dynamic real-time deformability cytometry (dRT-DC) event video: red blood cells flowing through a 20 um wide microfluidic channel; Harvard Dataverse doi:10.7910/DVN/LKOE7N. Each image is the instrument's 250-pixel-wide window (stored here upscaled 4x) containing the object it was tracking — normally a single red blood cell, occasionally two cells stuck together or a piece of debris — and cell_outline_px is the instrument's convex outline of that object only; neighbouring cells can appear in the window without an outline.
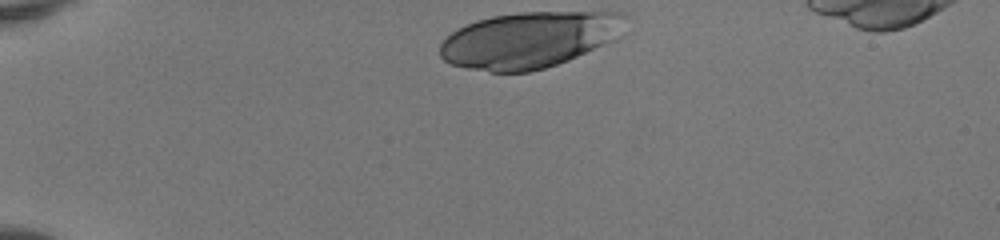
{"species": "human", "species_latin": "Homo sapiens", "temperature_condition": "room temperature", "stored_images_in_passage": 33, "camera_frame_rate_fps": 3000, "um_per_image_px": 0.085, "donor": {"sex": "female"}, "frame": {"image": 1, "passage_image": 1, "time_ms": 0.0, "image_size_px": [1000, 240], "cell_outline_px": [[628, 16], [624, 36], [616, 40], [568, 60], [544, 68], [528, 72], [492, 72], [468, 68], [452, 64], [444, 60], [440, 56], [440, 44], [452, 32], [476, 20], [492, 16], [520, 12], [624, 12]], "centroid_in_image_um": [45.08, 3.37], "position_along_channel_um": 39.9, "area_um2": 61.09}}
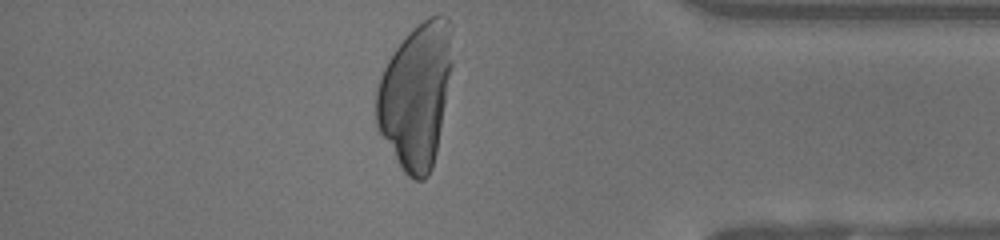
{"frame": {"image": 2, "passage_image": 33, "time_ms": 10.667, "image_size_px": [1000, 240], "cell_outline_px": [[452, 64], [436, 152], [432, 168], [428, 176], [424, 180], [416, 180], [408, 176], [404, 172], [376, 128], [376, 88], [380, 76], [388, 60], [396, 48], [408, 32], [412, 28], [428, 16], [440, 12], [448, 16], [452, 28]], "centroid_in_image_um": [35.35, 8.06], "position_along_channel_um": 399.8, "area_um2": 64.33}}